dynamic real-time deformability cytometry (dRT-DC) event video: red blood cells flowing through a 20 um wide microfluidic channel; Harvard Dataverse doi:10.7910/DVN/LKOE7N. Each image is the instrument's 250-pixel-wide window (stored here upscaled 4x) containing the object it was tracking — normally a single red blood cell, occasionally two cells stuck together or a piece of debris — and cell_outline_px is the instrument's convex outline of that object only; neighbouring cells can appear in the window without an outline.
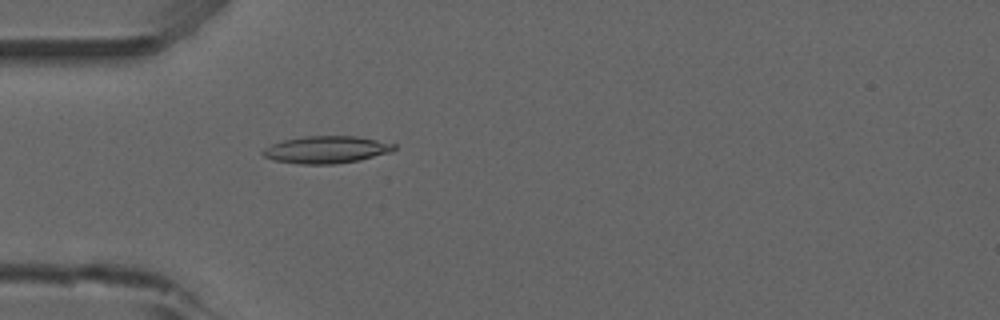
{"species": "common noctule bat (a hibernating species)", "species_latin": "Nyctalus noctula", "temperature_condition": "room temperature", "stored_images_in_passage": 4, "camera_frame_rate_fps": 3000, "um_per_image_px": 0.085, "animal": {"sex": "male", "forearm_length_mm": 52.5}, "frame": {"image": 1, "passage_image": 4, "time_ms": 5.0, "image_size_px": [1000, 320], "cell_outline_px": [[396, 148], [388, 152], [360, 160], [336, 164], [300, 164], [276, 160], [264, 156], [260, 152], [264, 148], [272, 144], [284, 140], [304, 136], [356, 136], [396, 144]], "centroid_in_image_um": [27.72, 12.72], "position_along_channel_um": 57.3, "area_um2": 20.63}}